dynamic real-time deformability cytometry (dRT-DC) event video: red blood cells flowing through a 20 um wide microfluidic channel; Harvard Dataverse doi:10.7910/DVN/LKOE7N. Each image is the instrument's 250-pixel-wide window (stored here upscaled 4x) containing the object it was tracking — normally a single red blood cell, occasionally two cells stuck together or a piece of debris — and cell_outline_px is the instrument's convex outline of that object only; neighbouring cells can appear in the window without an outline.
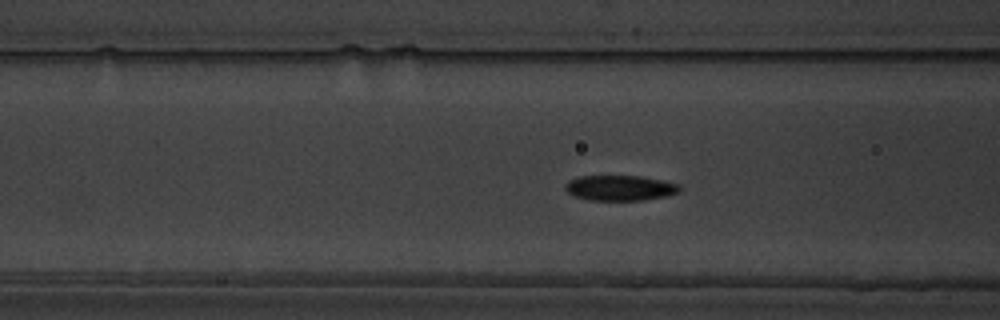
{"species": "common noctule bat (a hibernating species)", "species_latin": "Nyctalus noctula", "temperature_condition": "warm", "stored_images_in_passage": 43, "camera_frame_rate_fps": 3000, "um_per_image_px": 0.085, "animal": {"sex": "male", "body_mass_g": 19.5, "forearm_length_mm": 54.6}, "frame": {"image": 1, "passage_image": 8, "time_ms": 2.333, "image_size_px": [1000, 320], "cell_outline_px": [[680, 192], [668, 196], [644, 200], [588, 200], [576, 196], [568, 192], [564, 188], [564, 184], [568, 180], [580, 176], [644, 176], [664, 180], [680, 184]], "centroid_in_image_um": [52.74, 15.97], "position_along_channel_um": 113.9, "area_um2": 17.11}}
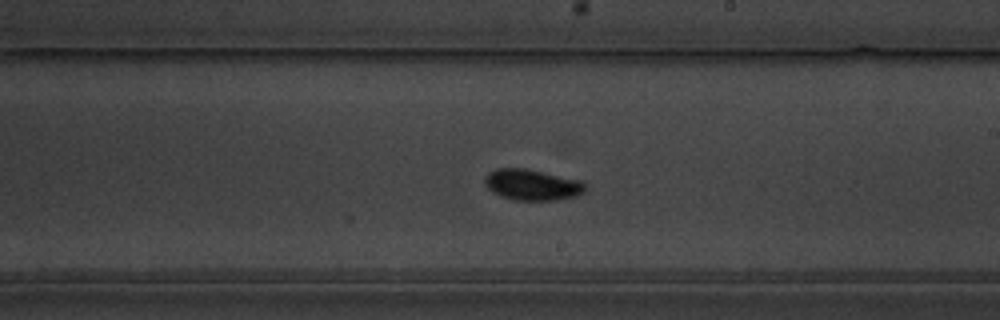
{"frame": {"image": 2, "passage_image": 19, "time_ms": 6.0, "image_size_px": [1000, 320], "cell_outline_px": [[588, 188], [584, 192], [576, 196], [556, 200], [516, 200], [500, 196], [492, 192], [484, 184], [484, 176], [488, 172], [496, 168], [524, 168], [584, 180], [588, 184]], "centroid_in_image_um": [45.27, 15.7], "position_along_channel_um": 243.7, "area_um2": 18.55}}
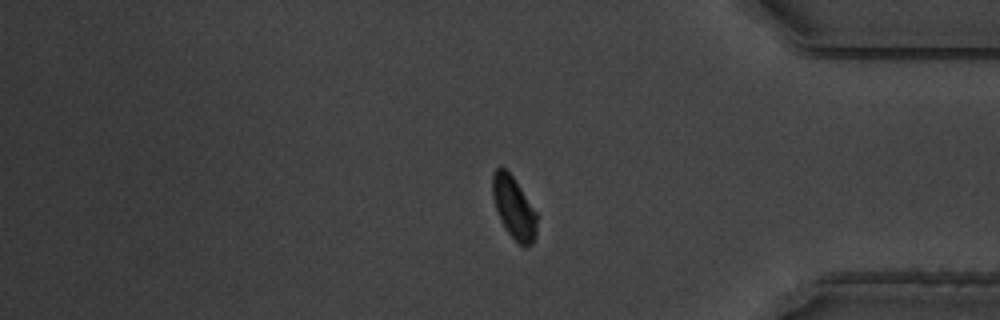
{"frame": {"image": 3, "passage_image": 33, "time_ms": 10.667, "image_size_px": [1000, 320], "cell_outline_px": [[536, 236], [532, 244], [524, 248], [508, 232], [496, 208], [492, 196], [492, 176], [496, 168], [504, 168], [512, 176], [536, 212]], "centroid_in_image_um": [43.68, 17.66], "position_along_channel_um": 391.5, "area_um2": 15.55}, "authors_computed_cell_mechanics": {"area_um2": 17.1666, "velocity_mm_per_s": 3.5521, "shape_relaxation_time_tau1_ms": 3.0924, "shape_relaxation_time_tau2_ms": 3.7107, "deformation_change_tau1": 0.129, "deformation_change_tau2": 0.0441}}